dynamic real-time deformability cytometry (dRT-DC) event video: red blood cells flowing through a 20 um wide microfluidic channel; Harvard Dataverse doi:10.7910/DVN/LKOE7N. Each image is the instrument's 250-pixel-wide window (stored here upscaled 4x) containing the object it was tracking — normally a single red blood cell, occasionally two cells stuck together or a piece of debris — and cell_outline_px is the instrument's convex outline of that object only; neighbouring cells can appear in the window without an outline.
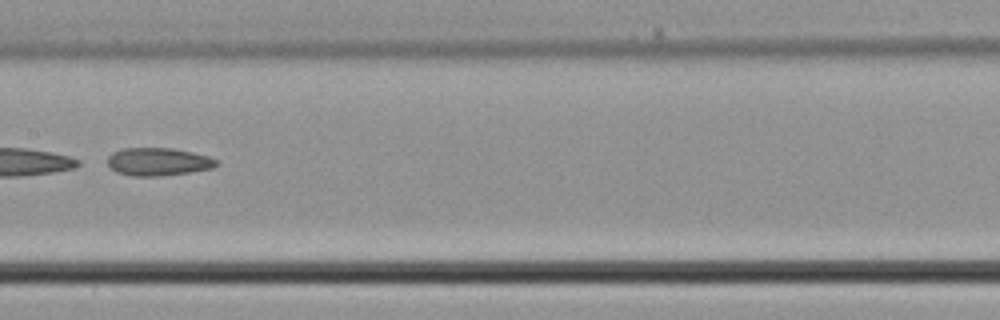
{"species": "common noctule bat (a hibernating species)", "species_latin": "Nyctalus noctula", "temperature_condition": "cold", "stored_images_in_passage": 33, "camera_frame_rate_fps": 3000, "um_per_image_px": 0.085, "animal": {"sex": "male", "body_mass_g": 21.5, "forearm_length_mm": 52.0}, "frame": {"image": 1, "passage_image": 15, "time_ms": 4.667, "image_size_px": [1000, 320], "cell_outline_px": [[220, 164], [212, 168], [188, 172], [160, 176], [132, 176], [116, 172], [108, 164], [108, 156], [112, 152], [120, 148], [172, 148], [192, 152], [208, 156], [216, 160]], "centroid_in_image_um": [13.42, 13.74], "position_along_channel_um": 194.0, "area_um2": 17.69}}